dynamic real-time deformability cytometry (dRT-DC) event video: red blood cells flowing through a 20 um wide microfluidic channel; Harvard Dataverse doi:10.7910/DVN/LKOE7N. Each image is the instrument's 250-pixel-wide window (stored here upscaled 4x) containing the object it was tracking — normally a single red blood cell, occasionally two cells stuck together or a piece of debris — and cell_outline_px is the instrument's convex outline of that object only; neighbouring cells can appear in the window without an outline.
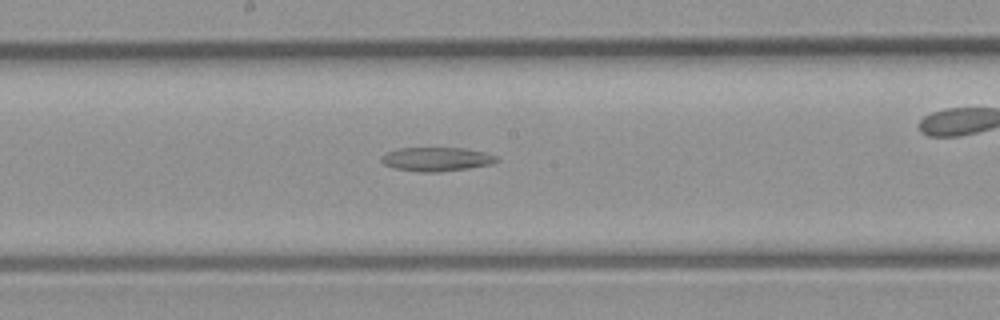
{"species": "common noctule bat (a hibernating species)", "species_latin": "Nyctalus noctula", "temperature_condition": "room temperature", "stored_images_in_passage": 36, "segment_of_instrument_passage": [2, 2], "camera_frame_rate_fps": 3000, "um_per_image_px": 0.085, "animal": {"sex": "male", "body_mass_g": 23.1, "forearm_length_mm": 52.7}, "frame": {"image": 1, "passage_image": 19, "time_ms": 6.0, "image_size_px": [1000, 320], "cell_outline_px": [[500, 160], [492, 164], [468, 168], [440, 172], [420, 172], [392, 168], [384, 164], [380, 160], [380, 156], [384, 152], [400, 148], [464, 148], [484, 152], [500, 156]], "centroid_in_image_um": [37.1, 13.53], "position_along_channel_um": 211.1, "area_um2": 16.36}}
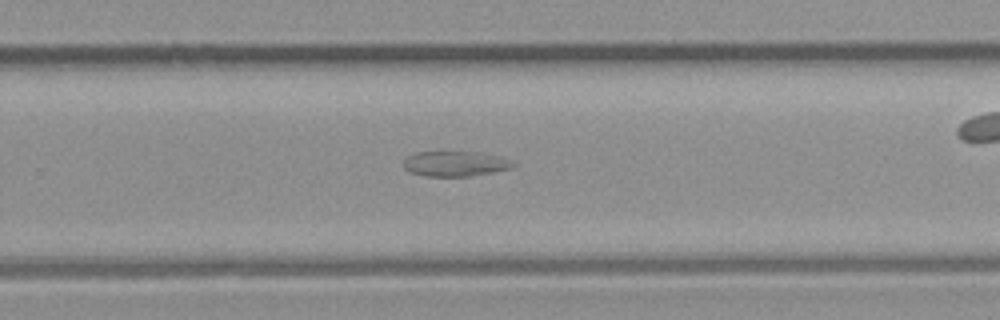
{"frame": {"image": 2, "passage_image": 23, "time_ms": 7.333, "image_size_px": [1000, 320], "cell_outline_px": [[516, 164], [512, 168], [492, 172], [468, 176], [424, 176], [408, 172], [400, 164], [408, 156], [416, 152], [480, 152], [500, 156], [516, 160]], "centroid_in_image_um": [38.7, 13.91], "position_along_channel_um": 291.1, "area_um2": 16.36}}
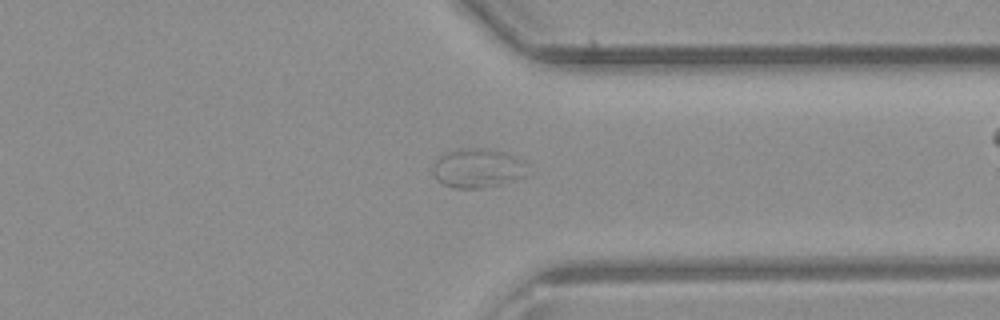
{"frame": {"image": 3, "passage_image": 27, "time_ms": 8.667, "image_size_px": [1000, 320], "cell_outline_px": [[524, 176], [500, 184], [480, 188], [452, 188], [436, 180], [432, 172], [432, 164], [436, 156], [444, 152], [460, 148], [484, 148], [500, 152], [524, 160]], "centroid_in_image_um": [40.47, 14.28], "position_along_channel_um": 370.9, "area_um2": 21.56}}